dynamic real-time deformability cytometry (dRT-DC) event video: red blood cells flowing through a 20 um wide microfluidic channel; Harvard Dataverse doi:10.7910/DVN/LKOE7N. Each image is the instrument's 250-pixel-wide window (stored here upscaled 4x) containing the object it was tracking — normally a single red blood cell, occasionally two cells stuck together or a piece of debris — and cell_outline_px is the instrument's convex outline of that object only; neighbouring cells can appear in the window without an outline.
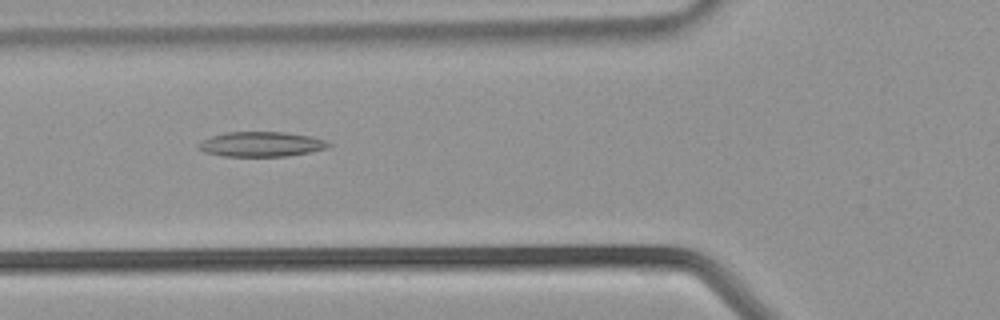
{"species": "common noctule bat (a hibernating species)", "species_latin": "Nyctalus noctula", "temperature_condition": "warm", "stored_images_in_passage": 27, "camera_frame_rate_fps": 3000, "um_per_image_px": 0.085, "animal": {"sex": "male", "body_mass_g": 21.5, "forearm_length_mm": 52.0}, "frame": {"image": 1, "passage_image": 3, "time_ms": 0.667, "image_size_px": [1000, 320], "cell_outline_px": [[332, 144], [328, 148], [312, 152], [288, 156], [224, 156], [204, 152], [200, 148], [200, 144], [204, 140], [212, 136], [228, 132], [284, 132], [308, 136], [324, 140]], "centroid_in_image_um": [22.26, 12.26], "position_along_channel_um": 103.5, "area_um2": 18.61}}
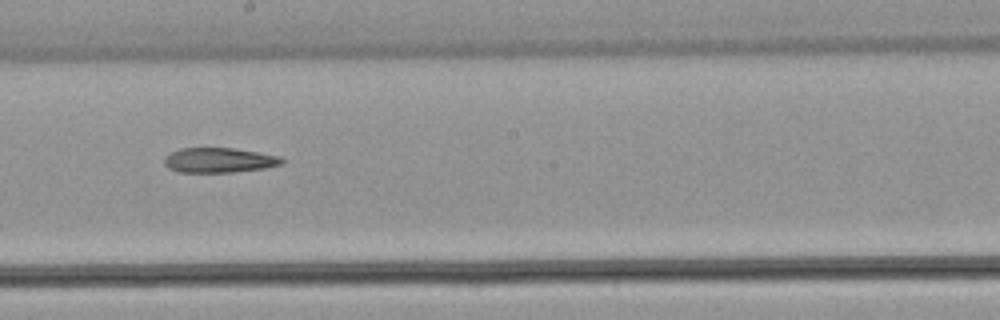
{"frame": {"image": 2, "passage_image": 10, "time_ms": 3.0, "image_size_px": [1000, 320], "cell_outline_px": [[284, 164], [264, 168], [232, 172], [180, 172], [168, 168], [164, 164], [164, 156], [180, 148], [232, 148], [280, 156], [284, 160]], "centroid_in_image_um": [18.61, 13.62], "position_along_channel_um": 229.6, "area_um2": 16.99}}
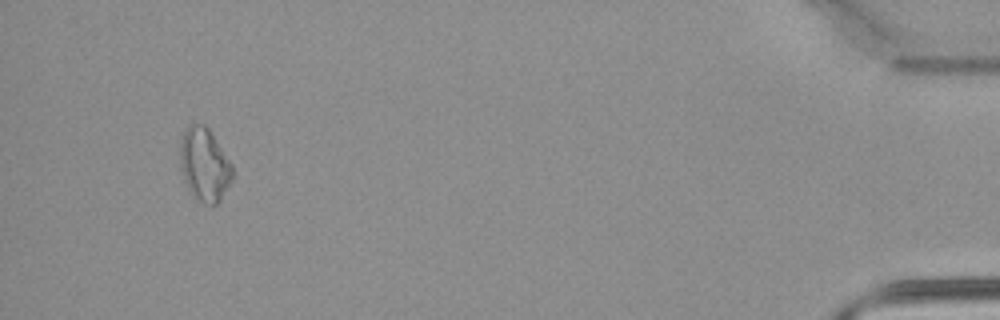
{"frame": {"image": 3, "passage_image": 25, "time_ms": 8.0, "image_size_px": [1000, 320], "cell_outline_px": [[232, 180], [220, 200], [212, 208], [204, 204], [192, 196], [188, 188], [180, 168], [180, 140], [188, 124], [204, 124], [208, 128], [232, 164]], "centroid_in_image_um": [17.37, 14.02], "position_along_channel_um": 417.8, "area_um2": 22.43}}